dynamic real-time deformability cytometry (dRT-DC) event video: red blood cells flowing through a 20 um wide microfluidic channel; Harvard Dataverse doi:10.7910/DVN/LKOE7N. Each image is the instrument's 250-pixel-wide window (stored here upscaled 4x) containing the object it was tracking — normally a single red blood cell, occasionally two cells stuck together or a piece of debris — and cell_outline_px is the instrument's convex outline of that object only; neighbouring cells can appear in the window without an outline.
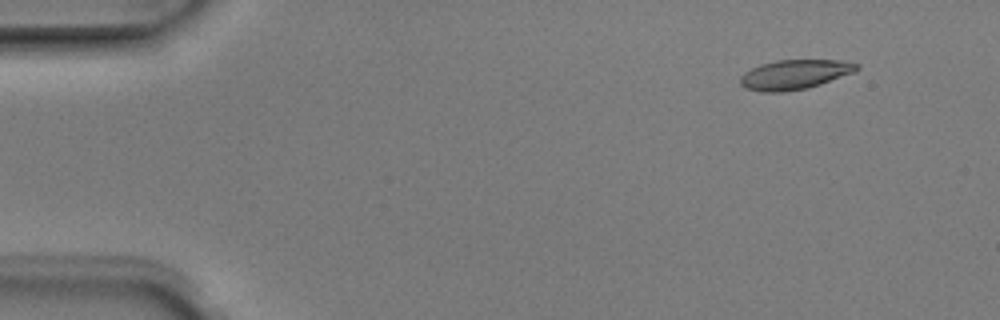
{"species": "Egyptian fruit bat (a non-hibernating species)", "species_latin": "Rousettus aegyptiacus", "temperature_condition": "room temperature", "stored_images_in_passage": 7, "camera_frame_rate_fps": 3000, "um_per_image_px": 0.085, "animal": {"sex": "male"}, "frame": {"image": 1, "passage_image": 1, "time_ms": 0.0, "image_size_px": [1000, 320], "cell_outline_px": [[860, 68], [856, 72], [808, 88], [784, 92], [760, 92], [744, 88], [740, 84], [740, 76], [744, 72], [760, 64], [776, 60], [840, 60], [860, 64]], "centroid_in_image_um": [67.55, 6.34], "position_along_channel_um": 17.5, "area_um2": 20.35}}
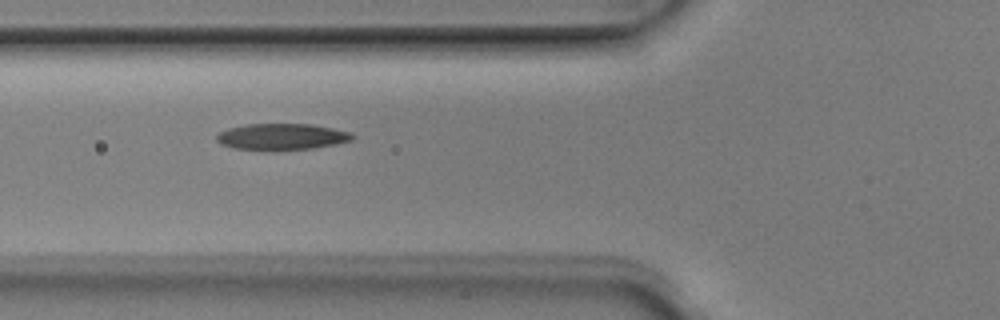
{"frame": {"image": 2, "passage_image": 5, "time_ms": 1.333, "image_size_px": [1000, 320], "cell_outline_px": [[356, 136], [352, 140], [336, 144], [312, 148], [276, 152], [272, 152], [232, 148], [220, 144], [216, 140], [216, 136], [220, 132], [228, 128], [244, 124], [312, 124], [352, 132]], "centroid_in_image_um": [23.93, 11.64], "position_along_channel_um": 101.9, "area_um2": 21.5}}
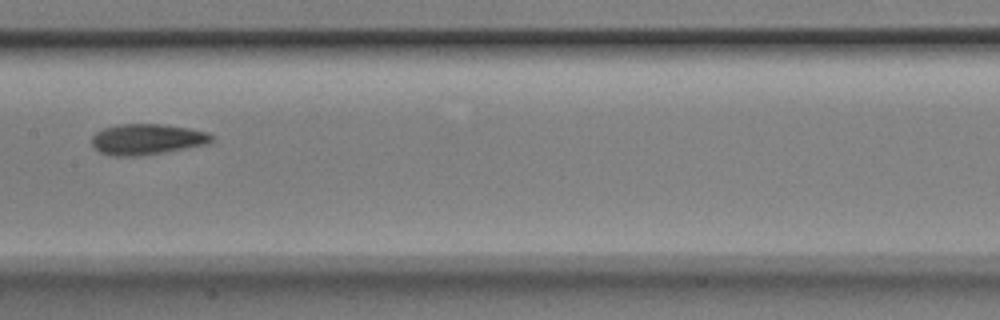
{"frame": {"image": 3, "passage_image": 7, "time_ms": 2.0, "image_size_px": [1000, 320], "cell_outline_px": [[212, 140], [208, 144], [136, 156], [112, 156], [100, 152], [92, 148], [92, 136], [96, 132], [104, 128], [120, 124], [160, 124], [188, 128], [208, 132], [212, 136]], "centroid_in_image_um": [12.44, 11.83], "position_along_channel_um": 195.0, "area_um2": 21.27}}